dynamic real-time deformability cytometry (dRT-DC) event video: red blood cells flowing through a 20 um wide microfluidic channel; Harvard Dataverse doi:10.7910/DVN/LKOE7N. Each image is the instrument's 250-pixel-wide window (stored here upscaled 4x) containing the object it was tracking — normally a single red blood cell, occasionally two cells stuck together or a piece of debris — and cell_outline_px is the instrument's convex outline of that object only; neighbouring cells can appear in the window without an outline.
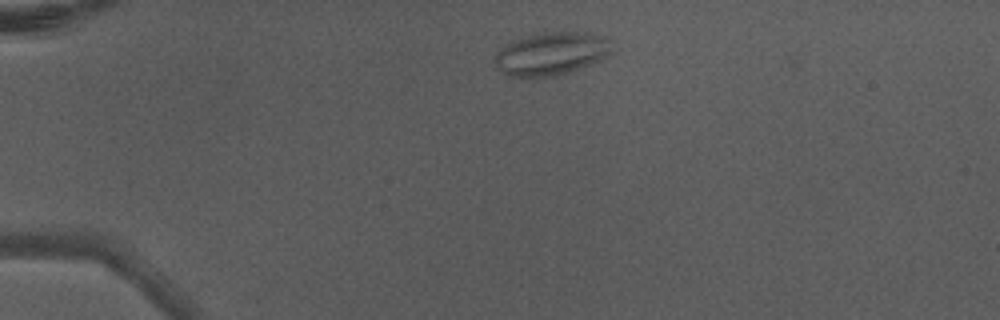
{"species": "Egyptian fruit bat (a non-hibernating species)", "species_latin": "Rousettus aegyptiacus", "temperature_condition": "warm", "stored_images_in_passage": 2, "camera_frame_rate_fps": 3000, "um_per_image_px": 0.085, "animal": {"sex": "male"}, "frame": {"image": 1, "passage_image": 1, "time_ms": 0.0, "image_size_px": [1000, 320], "cell_outline_px": [[612, 52], [600, 60], [568, 72], [556, 76], [508, 76], [500, 72], [496, 68], [496, 52], [500, 48], [512, 40], [524, 36], [540, 32], [576, 32], [600, 36], [612, 40]], "centroid_in_image_um": [46.83, 4.55], "position_along_channel_um": 38.2, "area_um2": 29.19}}